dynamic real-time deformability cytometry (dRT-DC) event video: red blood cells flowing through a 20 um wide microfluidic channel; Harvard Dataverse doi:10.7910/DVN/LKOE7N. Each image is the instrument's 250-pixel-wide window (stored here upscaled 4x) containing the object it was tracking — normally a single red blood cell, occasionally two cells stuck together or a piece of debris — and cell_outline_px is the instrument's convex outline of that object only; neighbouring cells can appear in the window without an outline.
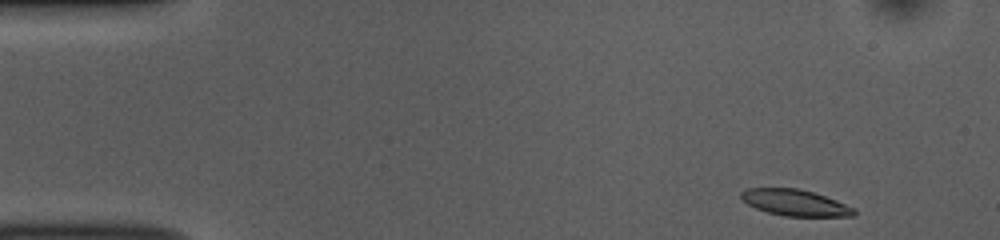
{"species": "common noctule bat (a hibernating species)", "species_latin": "Nyctalus noctula", "temperature_condition": "room temperature", "stored_images_in_passage": 48, "camera_frame_rate_fps": 3000, "um_per_image_px": 0.085, "animal": {"sex": "female", "body_mass_g": 10.0, "forearm_length_mm": 53.1}, "frame": {"image": 1, "passage_image": 1, "time_ms": 0.0, "image_size_px": [1000, 240], "cell_outline_px": [[856, 216], [784, 216], [768, 212], [756, 208], [748, 204], [740, 196], [740, 192], [744, 188], [796, 188], [812, 192], [836, 200], [856, 208]], "centroid_in_image_um": [67.59, 17.23], "position_along_channel_um": 17.4, "area_um2": 17.22}}
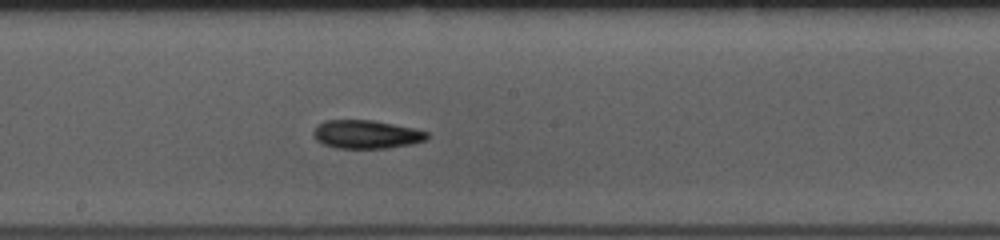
{"frame": {"image": 2, "passage_image": 24, "time_ms": 7.667, "image_size_px": [1000, 240], "cell_outline_px": [[428, 140], [412, 144], [388, 148], [336, 148], [324, 144], [316, 140], [312, 136], [312, 132], [316, 124], [324, 120], [372, 120], [412, 128], [428, 132]], "centroid_in_image_um": [31.1, 11.42], "position_along_channel_um": 217.1, "area_um2": 18.96}}
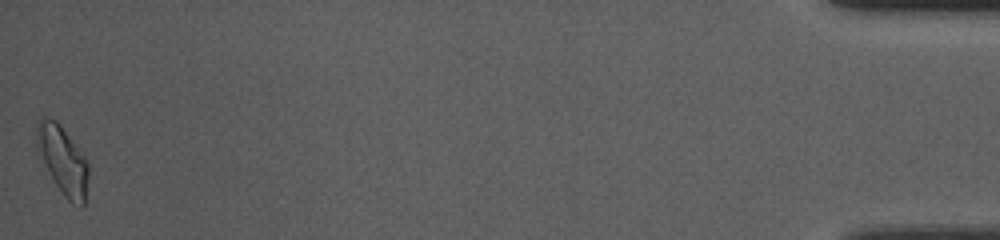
{"frame": {"image": 3, "passage_image": 48, "time_ms": 15.667, "image_size_px": [1000, 240], "cell_outline_px": [[88, 176], [84, 204], [80, 208], [72, 204], [64, 196], [48, 172], [36, 148], [36, 124], [44, 116], [48, 116], [56, 120], [60, 124], [88, 164]], "centroid_in_image_um": [5.3, 13.62], "position_along_channel_um": 429.9, "area_um2": 20.29}, "authors_computed_cell_mechanics": {"area_um2": 18.4671, "velocity_mm_per_s": 3.8304, "shape_relaxation_time_tau1_ms": 3.8004, "shape_relaxation_time_tau2_ms": 11.1567, "deformation_change_tau1": 0.1202, "deformation_change_tau2": 0.1877}}